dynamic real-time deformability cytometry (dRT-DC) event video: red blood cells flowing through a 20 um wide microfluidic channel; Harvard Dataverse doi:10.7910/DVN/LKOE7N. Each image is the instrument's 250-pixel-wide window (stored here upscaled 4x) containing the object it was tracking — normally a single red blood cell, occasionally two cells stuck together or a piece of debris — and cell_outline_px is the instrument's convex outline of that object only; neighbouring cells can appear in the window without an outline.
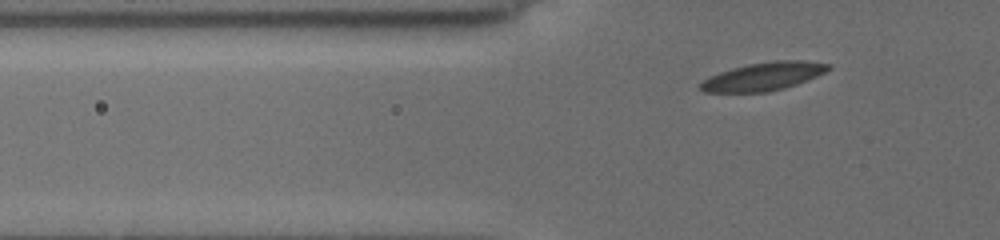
{"species": "common noctule bat (a hibernating species)", "species_latin": "Nyctalus noctula", "temperature_condition": "cold", "stored_images_in_passage": 8, "segment_of_instrument_passage": [2, 2], "camera_frame_rate_fps": 3000, "um_per_image_px": 0.085, "animal": {"sex": "female", "body_mass_g": 19.5, "forearm_length_mm": 54.1}, "frame": {"image": 1, "passage_image": 8, "time_ms": 9.0, "image_size_px": [1000, 240], "cell_outline_px": [[832, 68], [816, 76], [796, 84], [784, 88], [768, 92], [704, 92], [700, 88], [700, 84], [708, 76], [732, 68], [748, 64], [772, 60], [804, 60], [832, 64]], "centroid_in_image_um": [64.91, 6.48], "position_along_channel_um": 60.9, "area_um2": 20.98}}